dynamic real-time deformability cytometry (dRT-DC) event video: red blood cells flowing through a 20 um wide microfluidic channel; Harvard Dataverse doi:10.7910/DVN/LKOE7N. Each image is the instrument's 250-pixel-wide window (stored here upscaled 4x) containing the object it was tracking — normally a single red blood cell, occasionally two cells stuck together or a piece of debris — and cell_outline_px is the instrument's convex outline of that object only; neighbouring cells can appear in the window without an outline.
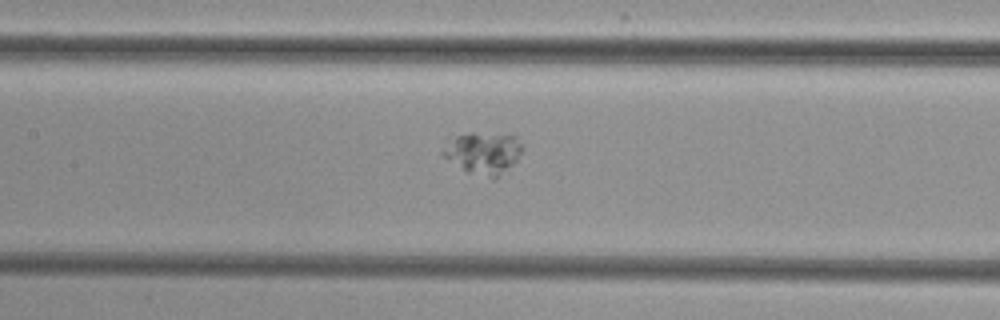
{"species": "common noctule bat (a hibernating species)", "species_latin": "Nyctalus noctula", "temperature_condition": "cold", "stored_images_in_passage": 7, "camera_frame_rate_fps": 3000, "um_per_image_px": 0.085, "animal": {"sex": "female", "body_mass_g": 29.2, "forearm_length_mm": 56.3}, "frame": {"image": 1, "passage_image": 7, "time_ms": 8.0, "image_size_px": [1000, 320], "cell_outline_px": [[524, 148], [516, 160], [496, 180], [492, 180], [468, 172], [444, 156], [440, 152], [456, 136], [472, 132], [516, 136], [524, 144]], "centroid_in_image_um": [41.14, 13.02], "position_along_channel_um": 166.3, "area_um2": 19.25}}